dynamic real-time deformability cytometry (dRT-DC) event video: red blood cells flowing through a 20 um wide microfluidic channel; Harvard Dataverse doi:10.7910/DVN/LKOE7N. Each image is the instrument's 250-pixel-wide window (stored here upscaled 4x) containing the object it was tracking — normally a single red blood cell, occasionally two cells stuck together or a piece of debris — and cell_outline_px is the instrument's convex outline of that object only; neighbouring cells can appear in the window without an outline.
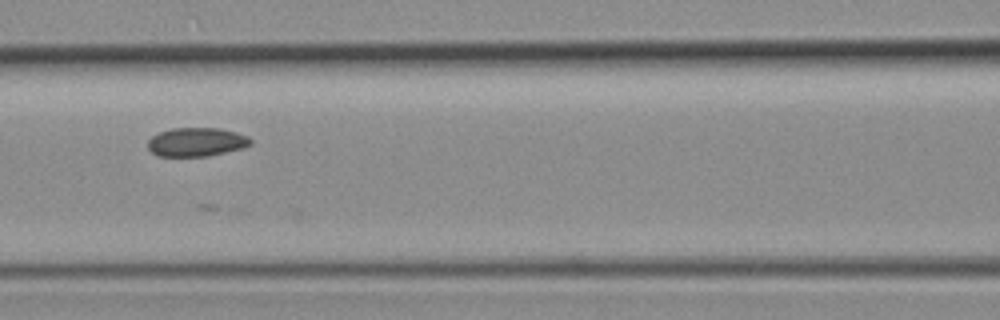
{"species": "common noctule bat (a hibernating species)", "species_latin": "Nyctalus noctula", "temperature_condition": "room temperature", "stored_images_in_passage": 23, "camera_frame_rate_fps": 3000, "um_per_image_px": 0.085, "animal": {"sex": "female", "body_mass_g": 19.3, "forearm_length_mm": 54.1}, "frame": {"image": 1, "passage_image": 11, "time_ms": 3.333, "image_size_px": [1000, 320], "cell_outline_px": [[252, 144], [244, 148], [208, 156], [156, 156], [148, 148], [148, 140], [152, 136], [160, 132], [172, 128], [220, 128], [236, 132], [248, 136], [252, 140]], "centroid_in_image_um": [16.72, 12.07], "position_along_channel_um": 149.9, "area_um2": 17.34}}
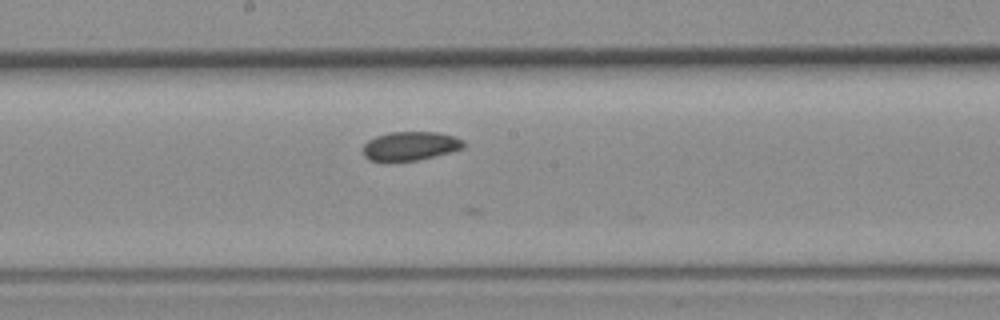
{"frame": {"image": 2, "passage_image": 15, "time_ms": 4.667, "image_size_px": [1000, 320], "cell_outline_px": [[464, 148], [416, 160], [384, 164], [368, 160], [364, 156], [364, 144], [368, 140], [376, 136], [388, 132], [436, 132], [452, 136], [464, 140]], "centroid_in_image_um": [34.79, 12.44], "position_along_channel_um": 213.4, "area_um2": 17.22}}
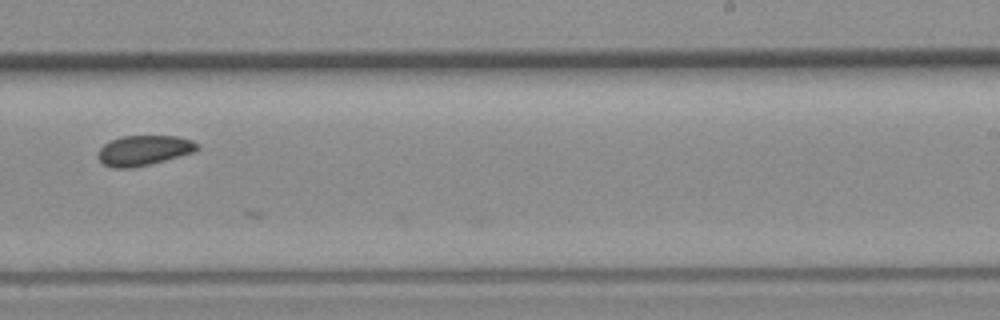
{"frame": {"image": 3, "passage_image": 19, "time_ms": 6.0, "image_size_px": [1000, 320], "cell_outline_px": [[200, 148], [196, 152], [132, 168], [116, 168], [104, 164], [96, 156], [100, 148], [104, 144], [120, 136], [176, 136], [192, 140], [200, 144]], "centroid_in_image_um": [12.25, 12.77], "position_along_channel_um": 276.7, "area_um2": 17.4}}